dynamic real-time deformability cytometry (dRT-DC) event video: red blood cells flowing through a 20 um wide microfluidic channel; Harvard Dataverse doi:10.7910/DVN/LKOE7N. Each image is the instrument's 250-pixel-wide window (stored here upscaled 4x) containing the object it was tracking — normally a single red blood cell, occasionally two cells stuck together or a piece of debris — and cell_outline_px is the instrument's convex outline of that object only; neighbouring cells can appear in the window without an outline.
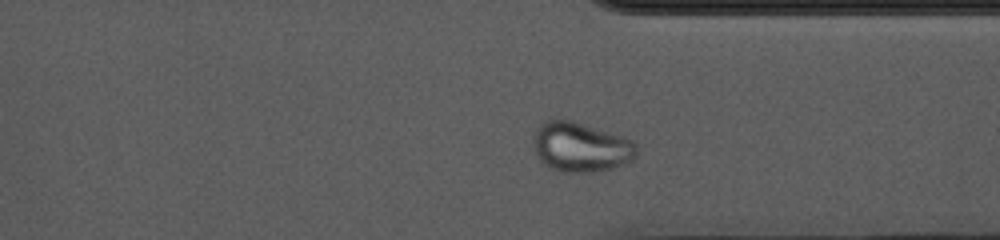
{"species": "common noctule bat (a hibernating species)", "species_latin": "Nyctalus noctula", "temperature_condition": "cold", "stored_images_in_passage": 50, "camera_frame_rate_fps": 3000, "um_per_image_px": 0.085, "animal": {"sex": "female", "body_mass_g": 10.0, "forearm_length_mm": 53.1}, "frame": {"image": 1, "passage_image": 36, "time_ms": 11.667, "image_size_px": [1000, 240], "cell_outline_px": [[636, 152], [632, 156], [620, 164], [608, 168], [588, 172], [564, 172], [548, 168], [540, 160], [532, 144], [532, 136], [536, 128], [544, 120], [572, 120], [624, 136], [632, 140], [636, 144]], "centroid_in_image_um": [49.27, 12.47], "position_along_channel_um": 362.1, "area_um2": 29.59}, "authors_computed_cell_mechanics": {"area_um2": 28.4954, "velocity_mm_per_s": 3.6271, "shape_relaxation_time_tau1_ms": null, "shape_relaxation_time_tau2_ms": 1.6122, "deformation_change_tau1": null, "deformation_change_tau2": 0.0368}}